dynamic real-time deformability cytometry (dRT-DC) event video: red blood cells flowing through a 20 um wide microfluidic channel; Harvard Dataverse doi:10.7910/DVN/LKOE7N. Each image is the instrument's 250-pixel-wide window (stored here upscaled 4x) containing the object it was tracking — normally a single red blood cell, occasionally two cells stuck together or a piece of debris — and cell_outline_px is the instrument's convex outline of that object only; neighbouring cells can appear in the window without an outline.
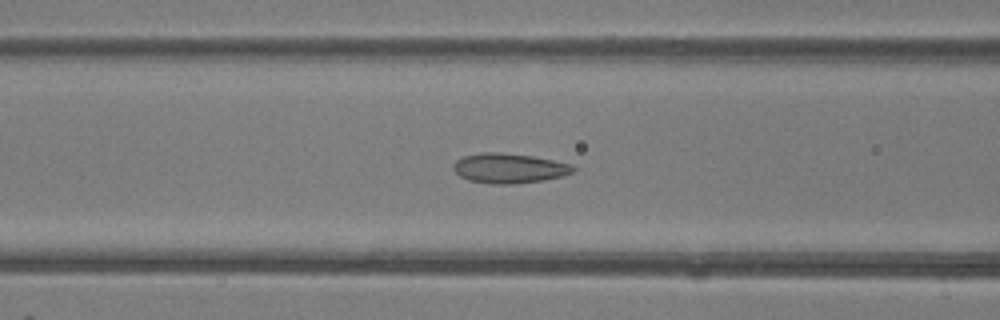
{"species": "common noctule bat (a hibernating species)", "species_latin": "Nyctalus noctula", "temperature_condition": "room temperature", "stored_images_in_passage": 48, "camera_frame_rate_fps": 3000, "um_per_image_px": 0.085, "animal": {"sex": "female"}, "frame": {"image": 1, "passage_image": 19, "time_ms": 6.0, "image_size_px": [1000, 320], "cell_outline_px": [[576, 172], [544, 180], [512, 184], [492, 184], [468, 180], [460, 176], [452, 168], [452, 164], [456, 160], [464, 156], [480, 152], [496, 152], [532, 156], [572, 164], [576, 168]], "centroid_in_image_um": [43.27, 14.3], "position_along_channel_um": 123.3, "area_um2": 20.87}}
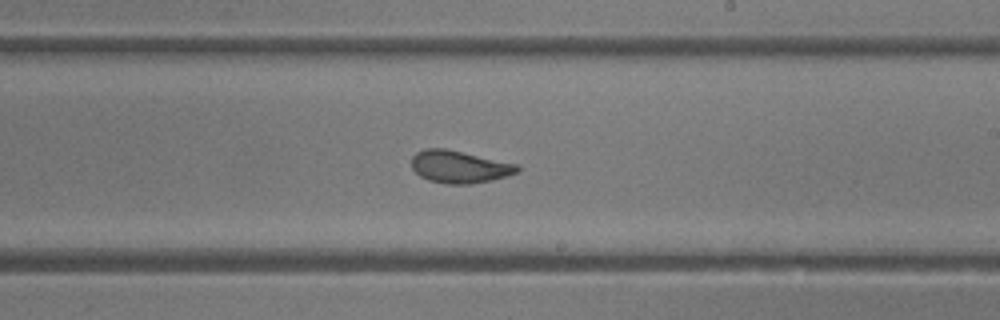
{"frame": {"image": 2, "passage_image": 28, "time_ms": 9.0, "image_size_px": [1000, 320], "cell_outline_px": [[520, 172], [508, 176], [492, 180], [472, 184], [444, 184], [428, 180], [420, 176], [412, 168], [412, 156], [416, 152], [424, 148], [444, 148], [520, 164]], "centroid_in_image_um": [39.08, 14.18], "position_along_channel_um": 249.9, "area_um2": 20.29}}
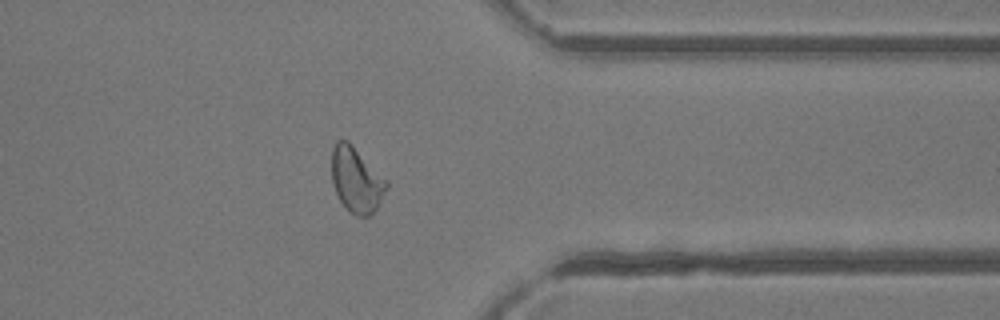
{"frame": {"image": 3, "passage_image": 38, "time_ms": 12.333, "image_size_px": [1000, 320], "cell_outline_px": [[388, 188], [380, 204], [368, 216], [356, 216], [348, 212], [340, 200], [332, 184], [332, 148], [336, 140], [348, 140], [388, 180]], "centroid_in_image_um": [30.3, 15.29], "position_along_channel_um": 381.1, "area_um2": 21.1}, "authors_computed_cell_mechanics": {"area_um2": 21.1259, "velocity_mm_per_s": 4.2247, "shape_relaxation_time_tau1_ms": 9.9791, "shape_relaxation_time_tau2_ms": 1.3552, "deformation_change_tau1": 0.2192, "deformation_change_tau2": 0.0696}}